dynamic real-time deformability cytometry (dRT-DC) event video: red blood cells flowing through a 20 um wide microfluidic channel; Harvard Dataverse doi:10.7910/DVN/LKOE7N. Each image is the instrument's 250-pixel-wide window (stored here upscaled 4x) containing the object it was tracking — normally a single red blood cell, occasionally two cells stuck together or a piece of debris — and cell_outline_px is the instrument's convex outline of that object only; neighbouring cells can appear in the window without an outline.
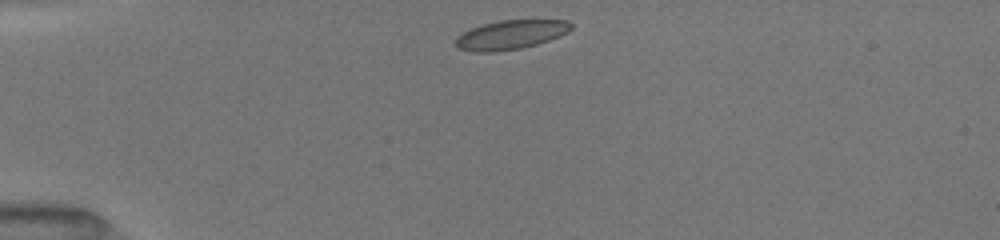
{"species": "common noctule bat (a hibernating species)", "species_latin": "Nyctalus noctula", "temperature_condition": "room temperature", "stored_images_in_passage": 39, "camera_frame_rate_fps": 3000, "um_per_image_px": 0.085, "animal": {"sex": "female", "body_mass_g": 19.5, "forearm_length_mm": 54.1}, "frame": {"image": 1, "passage_image": 1, "time_ms": 0.0, "image_size_px": [1000, 240], "cell_outline_px": [[572, 28], [568, 32], [560, 36], [536, 44], [520, 48], [496, 52], [476, 52], [460, 48], [456, 44], [456, 36], [472, 28], [484, 24], [500, 20], [568, 20], [572, 24]], "centroid_in_image_um": [43.44, 2.95], "position_along_channel_um": 41.6, "area_um2": 19.42}}
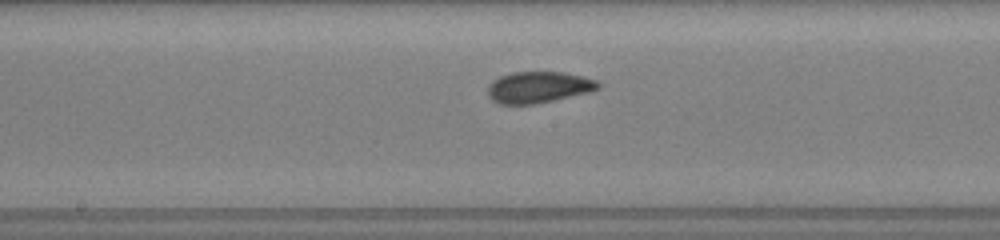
{"frame": {"image": 2, "passage_image": 16, "time_ms": 5.0, "image_size_px": [1000, 240], "cell_outline_px": [[600, 88], [592, 92], [532, 104], [500, 104], [492, 100], [488, 96], [488, 84], [492, 80], [500, 76], [512, 72], [564, 72], [596, 80], [600, 84]], "centroid_in_image_um": [45.76, 7.41], "position_along_channel_um": 202.4, "area_um2": 20.17}}
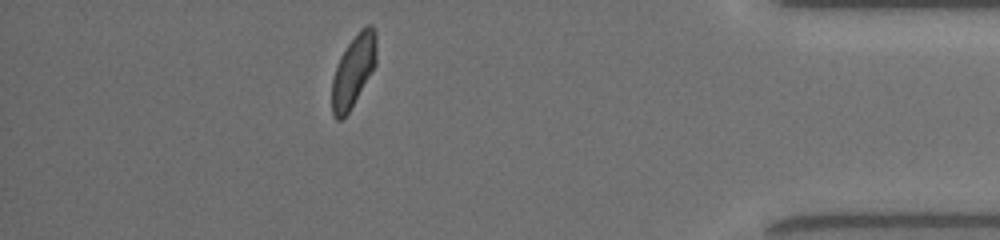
{"frame": {"image": 3, "passage_image": 34, "time_ms": 11.0, "image_size_px": [1000, 240], "cell_outline_px": [[376, 64], [348, 112], [340, 120], [336, 120], [332, 116], [332, 80], [340, 56], [348, 44], [360, 28], [368, 24], [372, 24], [376, 32]], "centroid_in_image_um": [30.04, 5.98], "position_along_channel_um": 405.2, "area_um2": 18.44}, "authors_computed_cell_mechanics": {"area_um2": 19.7676, "velocity_mm_per_s": 4.0027, "shape_relaxation_time_tau1_ms": 5.5435, "shape_relaxation_time_tau2_ms": 1.3785, "deformation_change_tau1": 0.1259, "deformation_change_tau2": 0.0621}}